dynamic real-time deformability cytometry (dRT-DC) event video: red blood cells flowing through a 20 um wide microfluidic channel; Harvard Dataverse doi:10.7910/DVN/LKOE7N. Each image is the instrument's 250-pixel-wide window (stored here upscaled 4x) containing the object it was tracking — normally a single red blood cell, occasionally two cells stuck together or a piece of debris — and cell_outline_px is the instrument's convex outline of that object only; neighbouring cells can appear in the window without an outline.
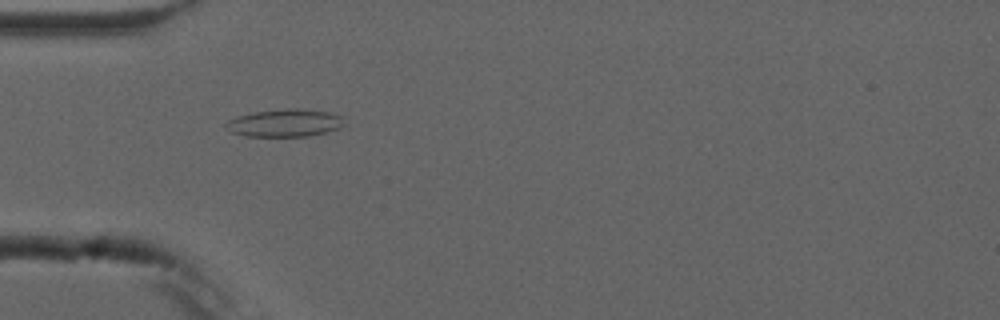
{"species": "common noctule bat (a hibernating species)", "species_latin": "Nyctalus noctula", "temperature_condition": "cold", "stored_images_in_passage": 6, "camera_frame_rate_fps": 3000, "um_per_image_px": 0.085, "animal": {"sex": "male", "forearm_length_mm": 52.5}, "frame": {"image": 1, "passage_image": 5, "time_ms": 4.667, "image_size_px": [1000, 320], "cell_outline_px": [[344, 124], [340, 128], [308, 136], [244, 136], [232, 132], [224, 124], [228, 120], [236, 116], [252, 112], [288, 108], [296, 108], [328, 112], [340, 116]], "centroid_in_image_um": [24.17, 10.44], "position_along_channel_um": 60.8, "area_um2": 18.9}}